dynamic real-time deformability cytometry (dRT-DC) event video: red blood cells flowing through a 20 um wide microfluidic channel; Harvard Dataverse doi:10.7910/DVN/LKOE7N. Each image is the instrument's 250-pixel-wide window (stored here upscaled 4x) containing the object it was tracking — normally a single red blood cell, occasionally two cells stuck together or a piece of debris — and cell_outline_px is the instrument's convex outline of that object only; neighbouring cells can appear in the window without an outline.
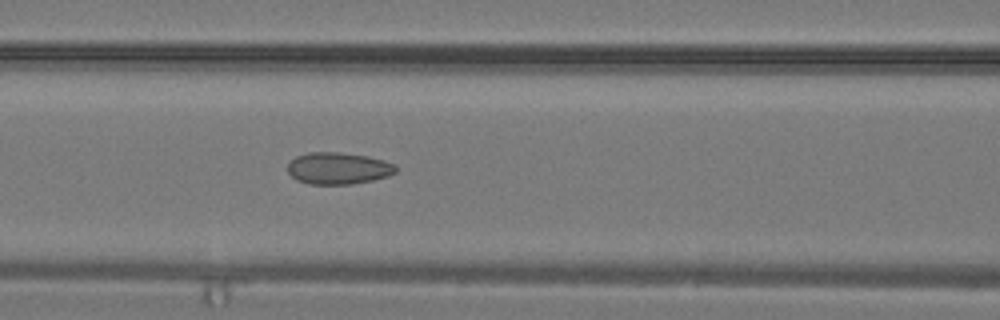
{"species": "common noctule bat (a hibernating species)", "species_latin": "Nyctalus noctula", "temperature_condition": "warm", "stored_images_in_passage": 27, "camera_frame_rate_fps": 3000, "um_per_image_px": 0.085, "animal": {"sex": "male", "body_mass_g": 19.2, "forearm_length_mm": 51.8}, "frame": {"image": 1, "passage_image": 14, "time_ms": 4.333, "image_size_px": [1000, 320], "cell_outline_px": [[396, 172], [388, 176], [372, 180], [352, 184], [308, 184], [296, 180], [288, 172], [288, 164], [296, 156], [308, 152], [336, 152], [368, 156], [384, 160], [396, 164]], "centroid_in_image_um": [28.75, 14.3], "position_along_channel_um": 137.8, "area_um2": 20.11}}
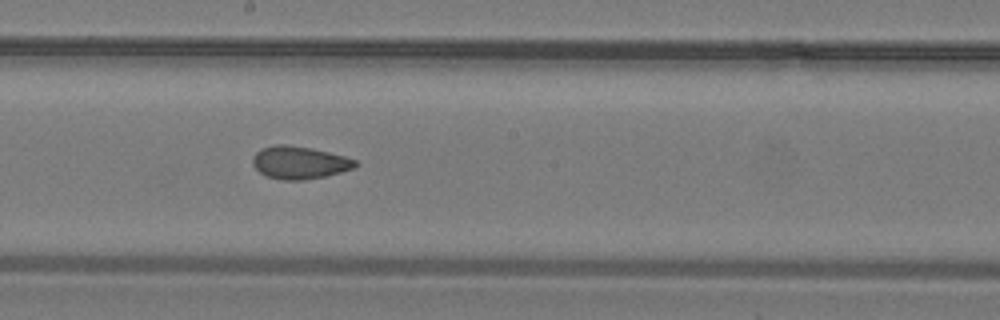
{"frame": {"image": 2, "passage_image": 18, "time_ms": 5.667, "image_size_px": [1000, 320], "cell_outline_px": [[360, 164], [356, 168], [324, 176], [304, 180], [284, 180], [268, 176], [260, 172], [252, 164], [252, 156], [260, 148], [276, 144], [288, 144], [312, 148], [344, 156], [356, 160]], "centroid_in_image_um": [25.46, 13.8], "position_along_channel_um": 222.7, "area_um2": 19.65}}
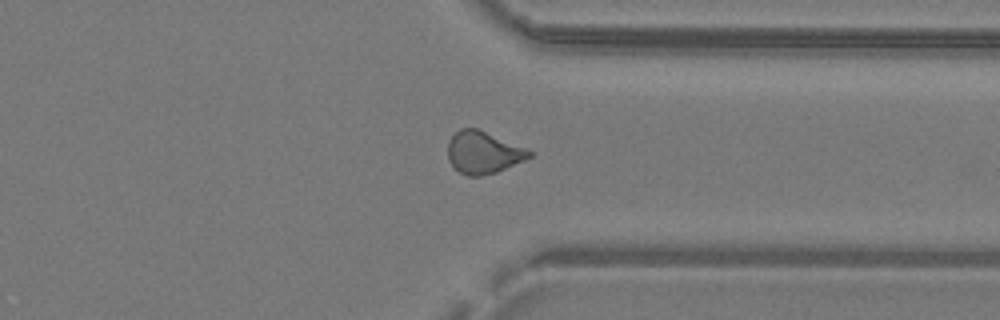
{"frame": {"image": 3, "passage_image": 25, "time_ms": 8.0, "image_size_px": [1000, 320], "cell_outline_px": [[532, 156], [524, 160], [496, 172], [480, 176], [468, 176], [460, 172], [448, 160], [448, 140], [460, 128], [476, 128], [528, 148], [532, 152]], "centroid_in_image_um": [41.08, 12.95], "position_along_channel_um": 370.3, "area_um2": 19.94}}